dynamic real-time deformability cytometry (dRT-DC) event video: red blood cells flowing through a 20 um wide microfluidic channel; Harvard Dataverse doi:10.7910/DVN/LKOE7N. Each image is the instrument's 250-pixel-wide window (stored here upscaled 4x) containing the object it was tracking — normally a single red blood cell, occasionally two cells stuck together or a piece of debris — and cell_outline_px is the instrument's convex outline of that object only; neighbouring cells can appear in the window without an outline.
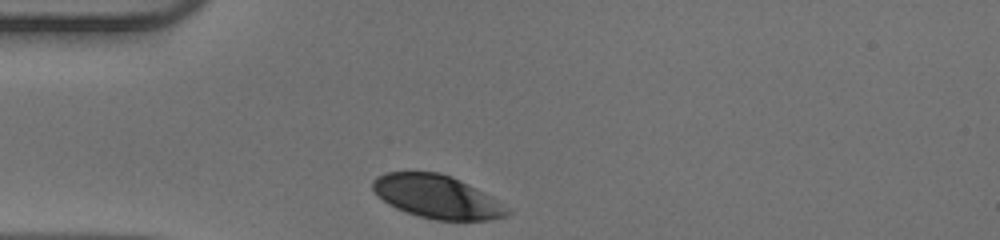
{"species": "human", "species_latin": "Homo sapiens", "temperature_condition": "warm", "stored_images_in_passage": 29, "camera_frame_rate_fps": 3000, "um_per_image_px": 0.085, "donor": {"sex": "male"}, "frame": {"image": 1, "passage_image": 1, "time_ms": 0.0, "image_size_px": [1000, 240], "cell_outline_px": [[512, 212], [508, 216], [492, 220], [436, 220], [420, 216], [396, 208], [388, 204], [372, 188], [372, 180], [376, 176], [384, 172], [440, 172], [460, 180], [468, 184], [504, 204]], "centroid_in_image_um": [37.16, 16.72], "position_along_channel_um": 47.8, "area_um2": 33.7}}
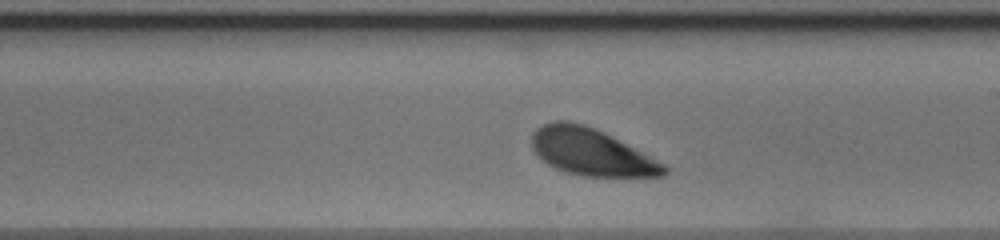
{"frame": {"image": 2, "passage_image": 17, "time_ms": 5.333, "image_size_px": [1000, 240], "cell_outline_px": [[668, 172], [664, 176], [584, 176], [568, 172], [556, 168], [548, 164], [532, 148], [532, 132], [540, 124], [552, 120], [568, 120], [584, 124], [664, 164], [668, 168]], "centroid_in_image_um": [50.18, 12.91], "position_along_channel_um": 238.8, "area_um2": 35.26}}
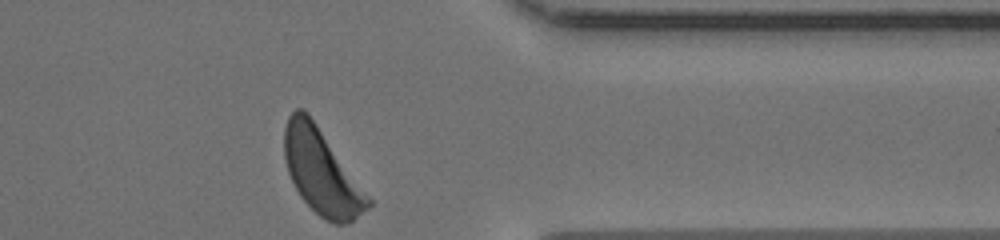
{"frame": {"image": 3, "passage_image": 29, "time_ms": 9.333, "image_size_px": [1000, 240], "cell_outline_px": [[372, 204], [368, 208], [348, 224], [336, 224], [324, 220], [300, 196], [288, 172], [284, 160], [284, 128], [288, 116], [296, 108], [304, 108], [308, 112], [372, 200]], "centroid_in_image_um": [27.31, 14.59], "position_along_channel_um": 384.1, "area_um2": 41.1}, "authors_computed_cell_mechanics": {"area_um2": 36.4718, "velocity_mm_per_s": 3.9064, "shape_relaxation_time_tau1_ms": 1.3414, "shape_relaxation_time_tau2_ms": null, "deformation_change_tau1": 0.1033, "deformation_change_tau2": null}}